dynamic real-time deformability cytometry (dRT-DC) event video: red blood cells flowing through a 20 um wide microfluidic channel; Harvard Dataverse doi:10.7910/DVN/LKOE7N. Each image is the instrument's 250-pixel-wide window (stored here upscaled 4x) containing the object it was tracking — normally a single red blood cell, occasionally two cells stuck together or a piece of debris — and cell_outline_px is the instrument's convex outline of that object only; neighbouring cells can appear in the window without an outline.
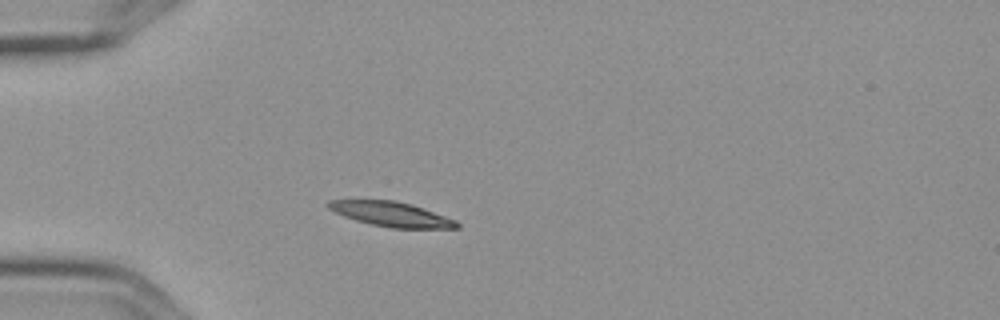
{"species": "Egyptian fruit bat (a non-hibernating species)", "species_latin": "Rousettus aegyptiacus", "temperature_condition": "cold", "stored_images_in_passage": 3, "camera_frame_rate_fps": 3000, "um_per_image_px": 0.085, "frame": {"image": 1, "passage_image": 3, "time_ms": 0.667, "image_size_px": [1000, 320], "cell_outline_px": [[460, 228], [392, 228], [372, 224], [356, 220], [344, 216], [328, 208], [324, 204], [328, 200], [396, 200], [412, 204], [424, 208], [456, 220], [460, 224]], "centroid_in_image_um": [33.27, 18.19], "position_along_channel_um": 51.7, "area_um2": 18.5}}